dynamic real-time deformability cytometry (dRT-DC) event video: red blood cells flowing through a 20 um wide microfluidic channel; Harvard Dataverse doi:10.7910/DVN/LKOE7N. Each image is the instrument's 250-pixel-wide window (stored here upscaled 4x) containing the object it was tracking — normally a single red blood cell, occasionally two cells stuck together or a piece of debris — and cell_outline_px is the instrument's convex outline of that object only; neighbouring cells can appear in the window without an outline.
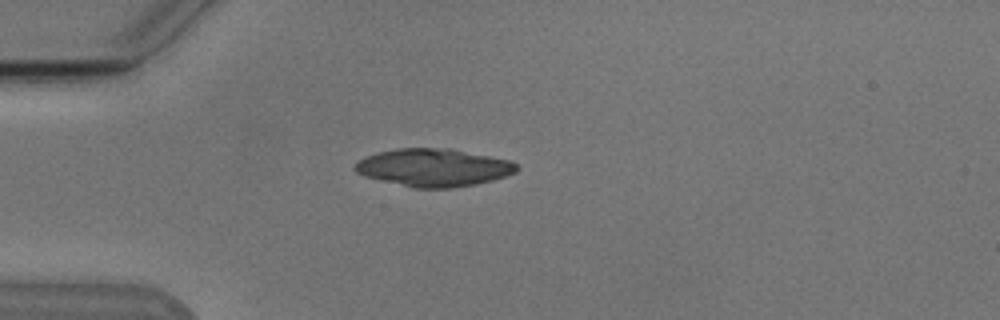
{"species": "Egyptian fruit bat (a non-hibernating species)", "species_latin": "Rousettus aegyptiacus", "temperature_condition": "cold", "stored_images_in_passage": 1, "camera_frame_rate_fps": 3000, "um_per_image_px": 0.085, "animal": {"sex": "male"}, "frame": {"image": 1, "passage_image": 1, "time_ms": 0.0, "image_size_px": [1000, 320], "cell_outline_px": [[520, 168], [516, 172], [492, 180], [476, 184], [452, 188], [416, 188], [364, 176], [356, 172], [352, 168], [364, 156], [376, 152], [396, 148], [448, 148], [508, 160], [516, 164]], "centroid_in_image_um": [36.82, 14.24], "position_along_channel_um": 48.2, "area_um2": 35.37}}